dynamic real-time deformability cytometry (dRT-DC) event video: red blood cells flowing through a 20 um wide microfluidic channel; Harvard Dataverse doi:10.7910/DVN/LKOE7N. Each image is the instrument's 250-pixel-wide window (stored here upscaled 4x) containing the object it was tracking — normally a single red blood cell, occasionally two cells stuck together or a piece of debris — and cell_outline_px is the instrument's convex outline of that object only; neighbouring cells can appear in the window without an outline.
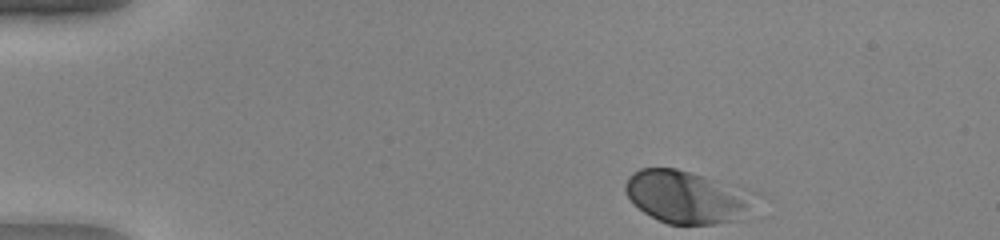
{"species": "human", "species_latin": "Homo sapiens", "temperature_condition": "warm", "stored_images_in_passage": 43, "camera_frame_rate_fps": 3000, "um_per_image_px": 0.085, "donor": {"sex": "female"}, "frame": {"image": 1, "passage_image": 1, "time_ms": 0.0, "image_size_px": [1000, 240], "cell_outline_px": [[764, 196], [740, 220], [712, 224], [668, 224], [644, 212], [624, 192], [624, 184], [628, 176], [632, 172], [640, 168], [676, 168], [760, 192]], "centroid_in_image_um": [58.51, 16.73], "position_along_channel_um": 26.5, "area_um2": 40.58}}
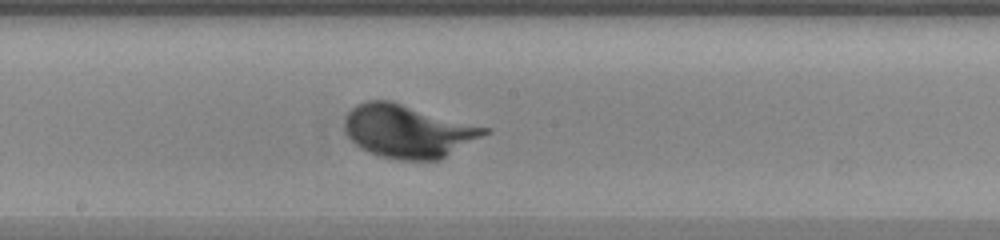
{"frame": {"image": 2, "passage_image": 21, "time_ms": 6.667, "image_size_px": [1000, 240], "cell_outline_px": [[492, 132], [440, 160], [396, 160], [380, 156], [368, 152], [360, 148], [348, 136], [344, 128], [344, 120], [348, 112], [356, 104], [368, 100], [388, 100], [492, 128]], "centroid_in_image_um": [34.72, 11.16], "position_along_channel_um": 213.5, "area_um2": 43.58}}
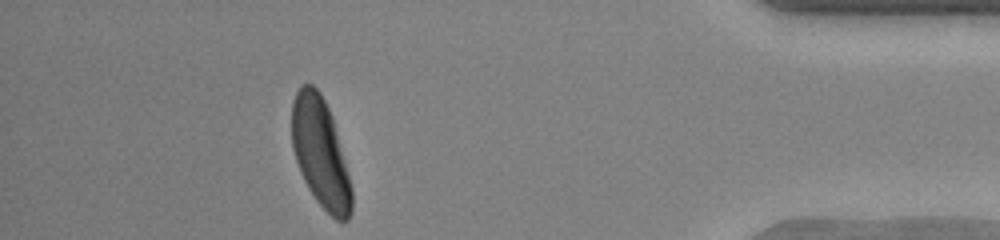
{"frame": {"image": 3, "passage_image": 38, "time_ms": 12.333, "image_size_px": [1000, 240], "cell_outline_px": [[352, 212], [348, 220], [336, 220], [316, 200], [308, 188], [300, 172], [292, 148], [292, 100], [300, 84], [312, 84], [320, 92], [332, 116], [348, 172], [352, 188]], "centroid_in_image_um": [27.23, 12.98], "position_along_channel_um": 408.0, "area_um2": 37.97}}